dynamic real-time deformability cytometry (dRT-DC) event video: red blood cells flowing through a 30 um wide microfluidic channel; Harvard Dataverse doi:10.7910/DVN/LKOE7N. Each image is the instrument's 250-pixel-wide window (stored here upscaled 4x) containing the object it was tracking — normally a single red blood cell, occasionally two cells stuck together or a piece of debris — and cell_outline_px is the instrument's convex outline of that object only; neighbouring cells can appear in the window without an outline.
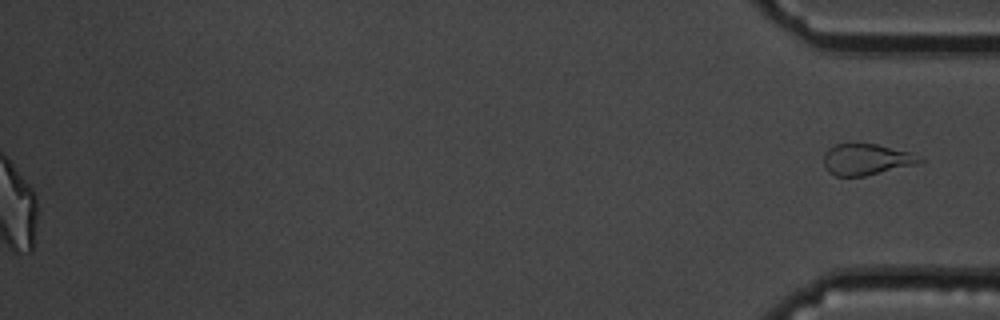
{"species": "common noctule bat (a hibernating species)", "species_latin": "Nyctalus noctula", "temperature_condition": "cold", "stored_images_in_passage": 47, "segment_of_instrument_passage": [2, 2], "camera_frame_rate_fps": 3000, "um_per_image_px": 0.085, "animal": {"sex": "male", "body_mass_g": 19.5, "forearm_length_mm": 54.6}, "frame": {"image": 1, "passage_image": 47, "time_ms": 15.333, "image_size_px": [1000, 320], "cell_outline_px": [[924, 160], [916, 164], [864, 176], [836, 176], [828, 172], [824, 164], [824, 152], [828, 148], [836, 144], [876, 144], [908, 152]], "centroid_in_image_um": [73.57, 13.56], "position_along_channel_um": 361.6, "area_um2": 17.11}}